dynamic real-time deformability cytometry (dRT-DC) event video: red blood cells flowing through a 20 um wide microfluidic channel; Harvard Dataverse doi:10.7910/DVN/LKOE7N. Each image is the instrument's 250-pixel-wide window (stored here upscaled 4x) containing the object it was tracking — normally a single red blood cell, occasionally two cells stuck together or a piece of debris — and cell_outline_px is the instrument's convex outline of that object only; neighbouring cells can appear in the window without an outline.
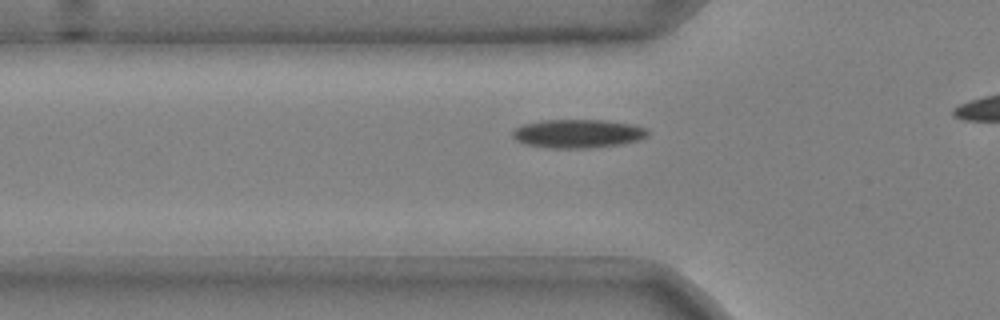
{"species": "common noctule bat (a hibernating species)", "species_latin": "Nyctalus noctula", "temperature_condition": "cold", "stored_images_in_passage": 29, "camera_frame_rate_fps": 3000, "um_per_image_px": 0.085, "animal": {"sex": "male", "body_mass_g": 20.4}, "frame": {"image": 1, "passage_image": 2, "time_ms": 0.333, "image_size_px": [1000, 320], "cell_outline_px": [[648, 136], [640, 140], [620, 144], [588, 148], [552, 148], [524, 144], [516, 140], [512, 136], [512, 132], [516, 128], [524, 124], [540, 120], [608, 120], [636, 124], [648, 128]], "centroid_in_image_um": [49.17, 11.35], "position_along_channel_um": 76.6, "area_um2": 22.77}}
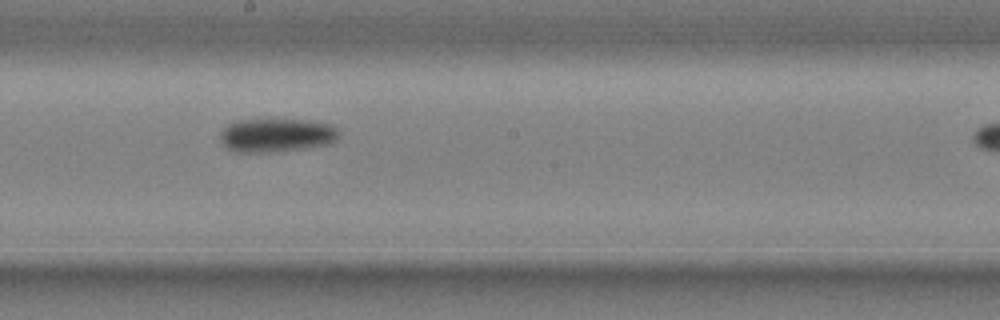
{"frame": {"image": 2, "passage_image": 14, "time_ms": 4.333, "image_size_px": [1000, 320], "cell_outline_px": [[340, 136], [332, 144], [308, 148], [276, 152], [236, 152], [228, 148], [220, 140], [220, 132], [228, 124], [240, 120], [316, 120], [336, 124], [340, 132]], "centroid_in_image_um": [23.62, 11.49], "position_along_channel_um": 224.6, "area_um2": 23.81}}
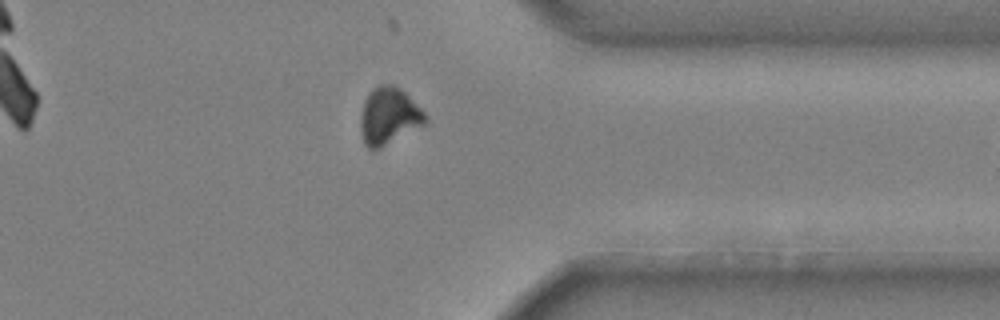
{"frame": {"image": 3, "passage_image": 27, "time_ms": 8.667, "image_size_px": [1000, 320], "cell_outline_px": [[428, 124], [372, 152], [364, 144], [360, 132], [360, 116], [364, 100], [368, 92], [372, 88], [380, 84], [392, 84], [400, 88], [428, 116]], "centroid_in_image_um": [33.04, 9.89], "position_along_channel_um": 378.4, "area_um2": 22.02}}